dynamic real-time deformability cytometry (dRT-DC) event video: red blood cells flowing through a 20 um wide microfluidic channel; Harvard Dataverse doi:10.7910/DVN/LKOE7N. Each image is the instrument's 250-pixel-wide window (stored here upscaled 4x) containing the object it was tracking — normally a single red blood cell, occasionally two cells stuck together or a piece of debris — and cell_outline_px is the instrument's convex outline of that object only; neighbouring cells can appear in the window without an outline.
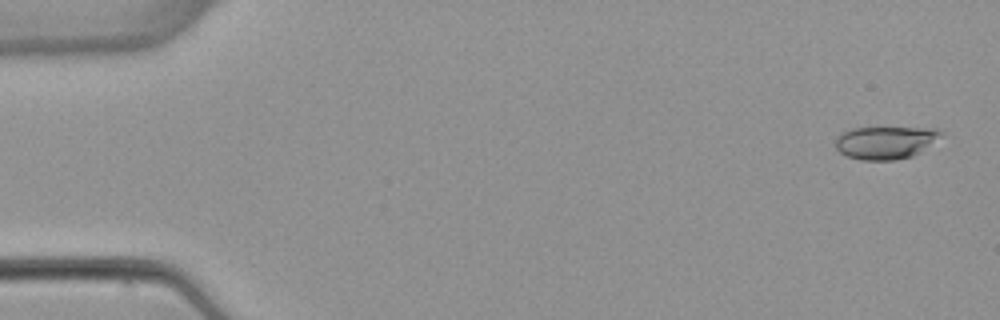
{"species": "common noctule bat (a hibernating species)", "species_latin": "Nyctalus noctula", "temperature_condition": "warm", "stored_images_in_passage": 6, "camera_frame_rate_fps": 3000, "um_per_image_px": 0.085, "animal": {"sex": "female", "body_mass_g": 22.7, "forearm_length_mm": 54.2}, "frame": {"image": 1, "passage_image": 1, "time_ms": 0.0, "image_size_px": [1000, 320], "cell_outline_px": [[944, 136], [920, 152], [912, 156], [896, 160], [860, 160], [848, 156], [840, 152], [836, 148], [836, 136], [840, 132], [852, 128], [936, 128], [944, 132]], "centroid_in_image_um": [75.29, 12.11], "position_along_channel_um": 9.7, "area_um2": 20.35}}
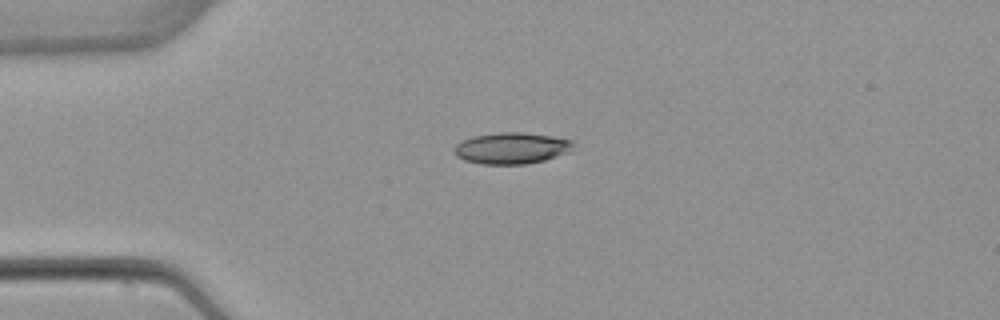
{"frame": {"image": 2, "passage_image": 4, "time_ms": 3.667, "image_size_px": [1000, 320], "cell_outline_px": [[576, 144], [572, 152], [544, 160], [524, 164], [480, 164], [464, 160], [456, 156], [456, 144], [472, 136], [500, 132], [524, 132], [552, 136], [572, 140]], "centroid_in_image_um": [43.55, 12.59], "position_along_channel_um": 41.4, "area_um2": 21.91}}
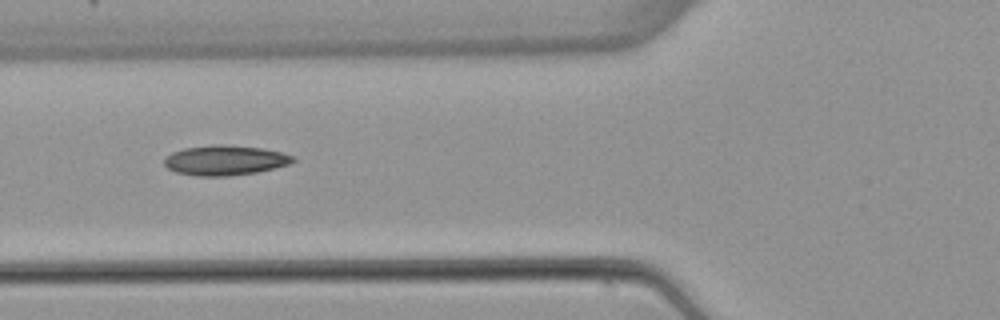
{"frame": {"image": 3, "passage_image": 6, "time_ms": 6.0, "image_size_px": [1000, 320], "cell_outline_px": [[296, 160], [288, 164], [256, 172], [228, 176], [196, 176], [176, 172], [168, 168], [164, 164], [164, 160], [172, 152], [184, 148], [212, 144], [220, 144], [260, 148], [280, 152], [296, 156]], "centroid_in_image_um": [19.11, 13.62], "position_along_channel_um": 106.7, "area_um2": 22.31}}